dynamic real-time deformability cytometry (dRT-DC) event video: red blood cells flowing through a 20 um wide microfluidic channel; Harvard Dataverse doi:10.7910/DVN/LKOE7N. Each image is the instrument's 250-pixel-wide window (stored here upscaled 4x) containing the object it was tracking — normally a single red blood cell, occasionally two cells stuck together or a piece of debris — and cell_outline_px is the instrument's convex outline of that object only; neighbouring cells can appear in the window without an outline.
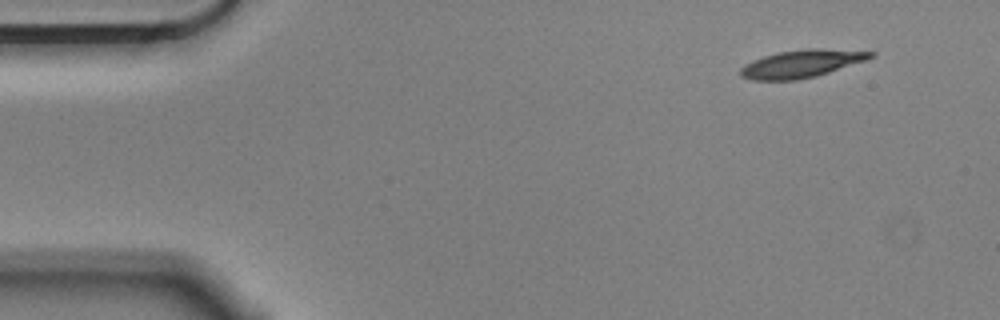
{"species": "Egyptian fruit bat (a non-hibernating species)", "species_latin": "Rousettus aegyptiacus", "temperature_condition": "cold", "stored_images_in_passage": 4, "camera_frame_rate_fps": 3000, "um_per_image_px": 0.085, "animal": {"sex": "male"}, "frame": {"image": 1, "passage_image": 1, "time_ms": 0.0, "image_size_px": [1000, 320], "cell_outline_px": [[876, 56], [816, 76], [796, 80], [752, 80], [740, 76], [740, 68], [744, 64], [752, 60], [776, 52], [808, 48], [820, 48], [876, 52]], "centroid_in_image_um": [68.09, 5.41], "position_along_channel_um": 16.9, "area_um2": 20.92}}
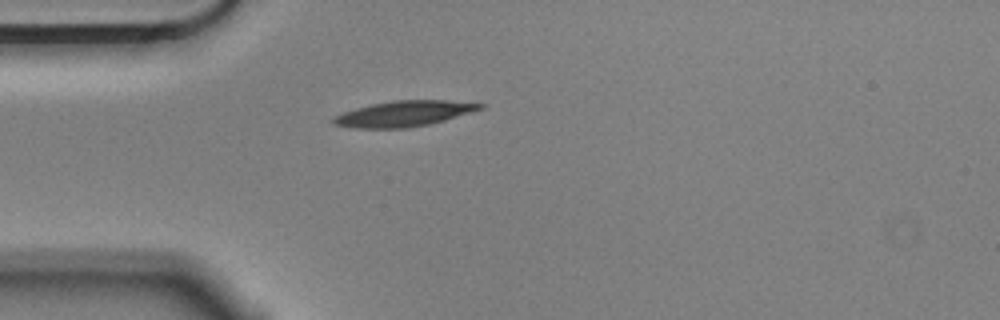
{"frame": {"image": 2, "passage_image": 4, "time_ms": 1.0, "image_size_px": [1000, 320], "cell_outline_px": [[484, 108], [472, 112], [444, 120], [428, 124], [408, 128], [356, 128], [332, 124], [328, 120], [332, 116], [356, 108], [372, 104], [392, 100], [448, 100], [484, 104]], "centroid_in_image_um": [34.29, 9.66], "position_along_channel_um": 50.7, "area_um2": 21.96}}